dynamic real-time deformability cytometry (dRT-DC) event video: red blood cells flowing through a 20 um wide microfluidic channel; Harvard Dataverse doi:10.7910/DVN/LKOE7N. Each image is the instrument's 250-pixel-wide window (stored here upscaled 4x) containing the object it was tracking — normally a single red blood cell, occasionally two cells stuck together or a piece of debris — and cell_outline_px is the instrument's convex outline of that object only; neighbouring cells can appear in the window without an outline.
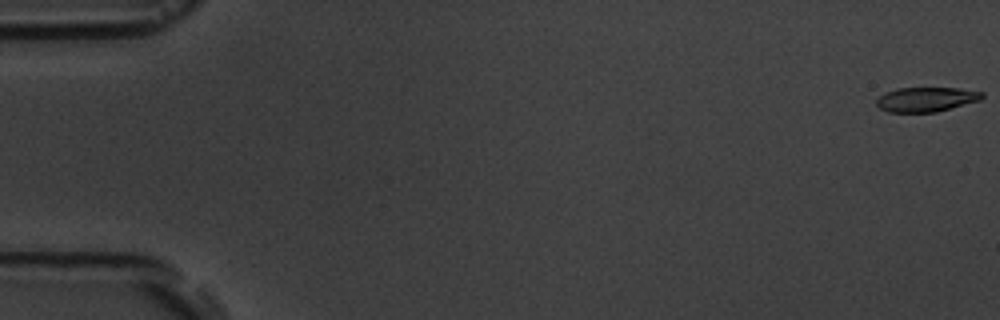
{"species": "common noctule bat (a hibernating species)", "species_latin": "Nyctalus noctula", "temperature_condition": "room temperature", "stored_images_in_passage": 7, "camera_frame_rate_fps": 3000, "um_per_image_px": 0.085, "animal": {"sex": "male", "body_mass_g": 19.5, "forearm_length_mm": 54.6}, "frame": {"image": 1, "passage_image": 1, "time_ms": 0.0, "image_size_px": [1000, 320], "cell_outline_px": [[984, 96], [980, 100], [936, 112], [888, 112], [880, 108], [876, 104], [876, 100], [884, 92], [896, 88], [960, 88], [984, 92]], "centroid_in_image_um": [78.72, 8.44], "position_along_channel_um": 6.3, "area_um2": 15.14}}
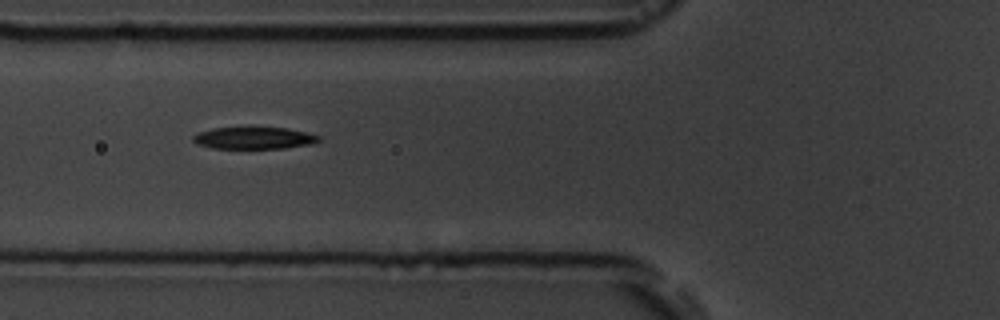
{"frame": {"image": 2, "passage_image": 6, "time_ms": 7.0, "image_size_px": [1000, 320], "cell_outline_px": [[320, 140], [312, 144], [284, 148], [212, 148], [196, 144], [192, 140], [192, 136], [196, 132], [212, 128], [288, 128], [320, 136]], "centroid_in_image_um": [21.54, 11.73], "position_along_channel_um": 104.3, "area_um2": 16.01}}
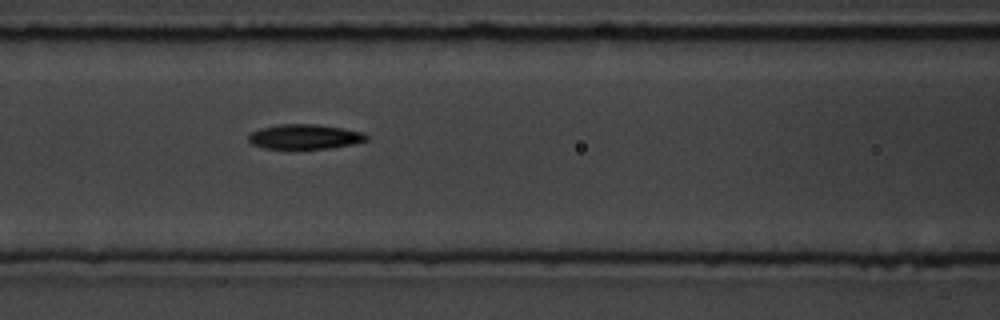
{"frame": {"image": 3, "passage_image": 7, "time_ms": 8.0, "image_size_px": [1000, 320], "cell_outline_px": [[368, 140], [352, 144], [332, 148], [264, 148], [252, 144], [248, 140], [248, 136], [252, 132], [260, 128], [276, 124], [316, 124], [364, 132], [368, 136]], "centroid_in_image_um": [25.9, 11.61], "position_along_channel_um": 140.7, "area_um2": 16.94}}